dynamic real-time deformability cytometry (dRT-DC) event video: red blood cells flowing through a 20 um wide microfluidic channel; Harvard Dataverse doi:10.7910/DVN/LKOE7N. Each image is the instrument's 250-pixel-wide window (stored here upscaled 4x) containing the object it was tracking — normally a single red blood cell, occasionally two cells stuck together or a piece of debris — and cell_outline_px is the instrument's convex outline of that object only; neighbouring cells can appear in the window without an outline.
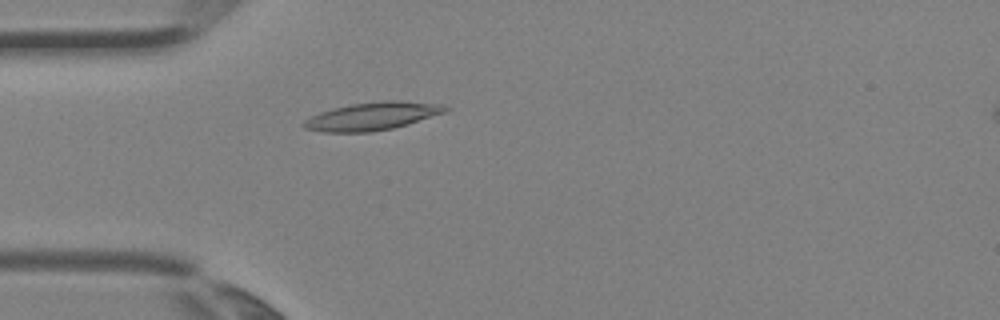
{"species": "Egyptian fruit bat (a non-hibernating species)", "species_latin": "Rousettus aegyptiacus", "temperature_condition": "room temperature", "stored_images_in_passage": 4, "camera_frame_rate_fps": 3000, "um_per_image_px": 0.085, "animal": {"sex": "female"}, "frame": {"image": 1, "passage_image": 4, "time_ms": 1.0, "image_size_px": [1000, 320], "cell_outline_px": [[452, 108], [444, 112], [408, 124], [392, 128], [372, 132], [324, 132], [304, 128], [300, 124], [304, 120], [320, 112], [352, 104], [384, 100], [396, 100], [440, 104]], "centroid_in_image_um": [31.63, 9.88], "position_along_channel_um": 53.4, "area_um2": 22.83}}